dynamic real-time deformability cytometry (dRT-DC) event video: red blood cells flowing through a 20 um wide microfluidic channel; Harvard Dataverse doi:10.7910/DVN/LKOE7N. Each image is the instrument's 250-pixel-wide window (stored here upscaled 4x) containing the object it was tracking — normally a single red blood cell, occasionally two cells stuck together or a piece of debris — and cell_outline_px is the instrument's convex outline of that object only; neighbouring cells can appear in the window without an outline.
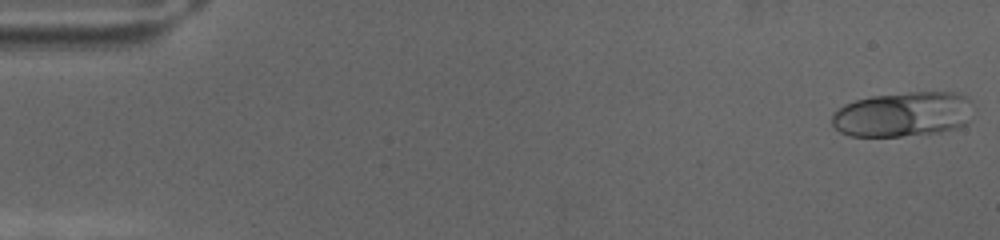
{"species": "human", "species_latin": "Homo sapiens", "temperature_condition": "cold", "stored_images_in_passage": 70, "camera_frame_rate_fps": 3000, "um_per_image_px": 0.085, "donor": {"sex": "female"}, "frame": {"image": 1, "passage_image": 1, "time_ms": 0.0, "image_size_px": [1000, 240], "cell_outline_px": [[972, 100], [968, 124], [960, 128], [940, 132], [900, 136], [848, 136], [840, 132], [832, 124], [832, 116], [844, 104], [856, 100], [872, 96], [908, 92], [956, 92], [968, 96]], "centroid_in_image_um": [76.8, 9.71], "position_along_channel_um": 8.2, "area_um2": 37.22}}
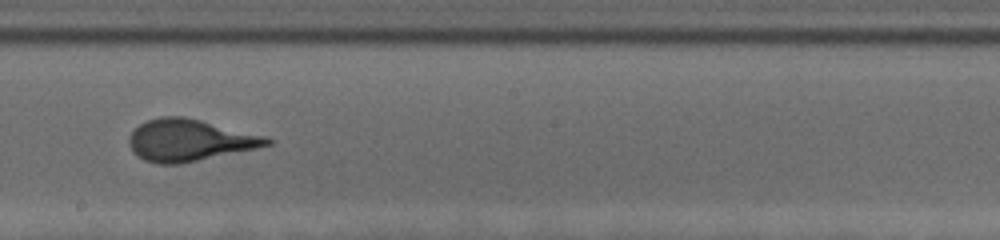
{"frame": {"image": 2, "passage_image": 40, "time_ms": 13.0, "image_size_px": [1000, 240], "cell_outline_px": [[272, 144], [256, 148], [180, 164], [160, 164], [144, 160], [132, 152], [128, 144], [128, 136], [140, 124], [148, 120], [160, 116], [184, 116], [264, 136], [272, 140]], "centroid_in_image_um": [16.05, 11.92], "position_along_channel_um": 232.2, "area_um2": 33.29}}
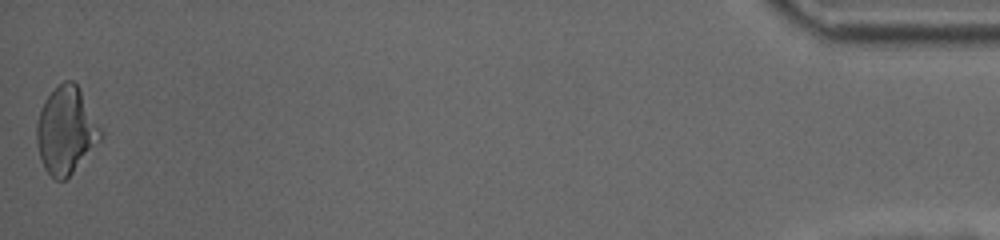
{"frame": {"image": 3, "passage_image": 70, "time_ms": 23.0, "image_size_px": [1000, 240], "cell_outline_px": [[104, 136], [72, 172], [64, 180], [56, 180], [44, 168], [40, 160], [36, 140], [36, 124], [40, 108], [44, 100], [64, 80], [72, 80], [76, 84], [104, 132]], "centroid_in_image_um": [5.6, 11.09], "position_along_channel_um": 429.6, "area_um2": 32.14}}